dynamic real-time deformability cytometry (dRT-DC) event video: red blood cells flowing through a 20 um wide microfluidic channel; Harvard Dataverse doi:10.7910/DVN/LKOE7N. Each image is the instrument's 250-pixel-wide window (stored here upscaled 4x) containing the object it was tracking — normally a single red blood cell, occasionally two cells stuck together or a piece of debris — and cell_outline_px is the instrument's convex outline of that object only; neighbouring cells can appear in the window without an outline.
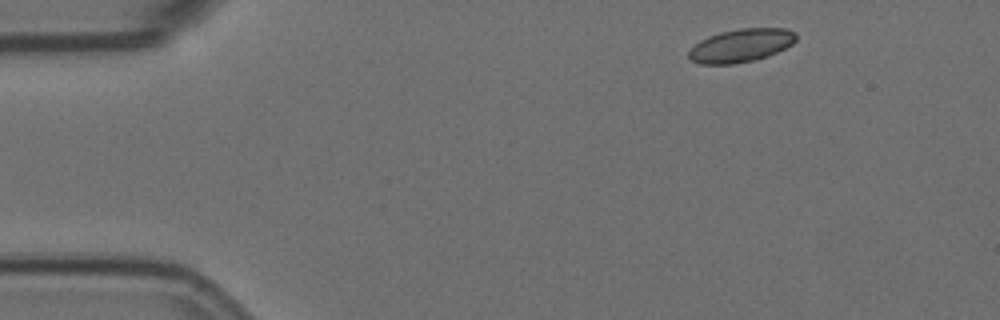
{"species": "Egyptian fruit bat (a non-hibernating species)", "species_latin": "Rousettus aegyptiacus", "temperature_condition": "room temperature", "stored_images_in_passage": 5, "camera_frame_rate_fps": 3000, "um_per_image_px": 0.085, "animal": {"sex": "female"}, "frame": {"image": 1, "passage_image": 1, "time_ms": 0.0, "image_size_px": [1000, 320], "cell_outline_px": [[796, 40], [792, 44], [768, 56], [752, 60], [732, 64], [700, 64], [692, 60], [688, 56], [688, 52], [700, 40], [708, 36], [720, 32], [740, 28], [788, 28], [796, 32]], "centroid_in_image_um": [63.0, 3.85], "position_along_channel_um": 22.0, "area_um2": 20.69}}
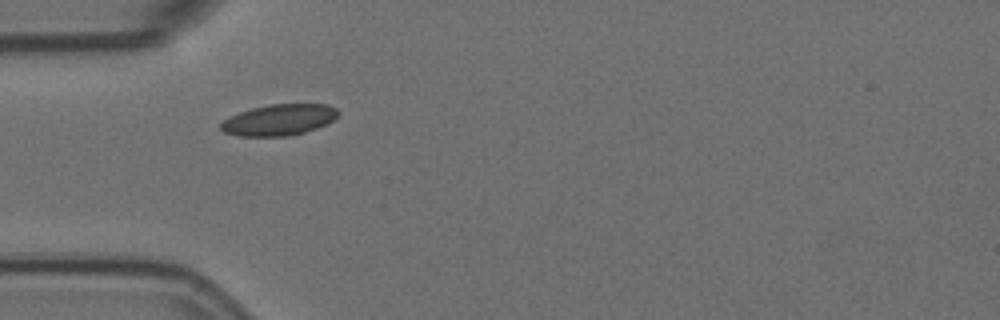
{"frame": {"image": 2, "passage_image": 4, "time_ms": 1.0, "image_size_px": [1000, 320], "cell_outline_px": [[340, 112], [328, 124], [292, 136], [236, 136], [224, 132], [220, 128], [220, 124], [228, 116], [252, 108], [272, 104], [328, 104], [336, 108]], "centroid_in_image_um": [23.71, 10.19], "position_along_channel_um": 61.3, "area_um2": 21.39}}
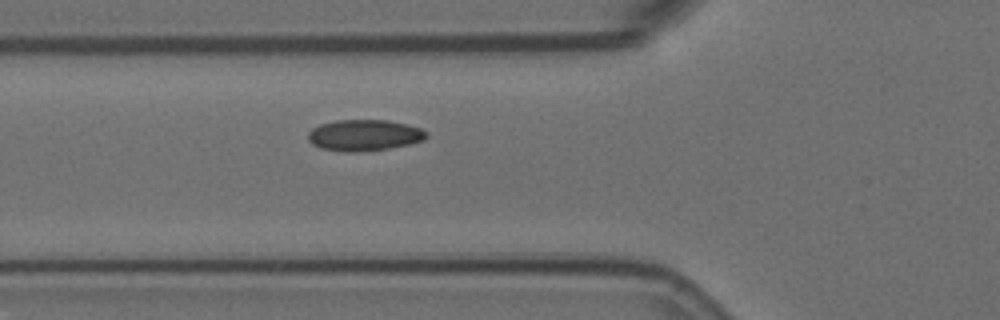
{"frame": {"image": 3, "passage_image": 5, "time_ms": 1.333, "image_size_px": [1000, 320], "cell_outline_px": [[428, 136], [424, 140], [408, 144], [388, 148], [356, 152], [344, 152], [320, 148], [312, 144], [308, 140], [308, 132], [312, 128], [320, 124], [336, 120], [388, 120], [408, 124], [420, 128], [428, 132]], "centroid_in_image_um": [30.95, 11.49], "position_along_channel_um": 94.8, "area_um2": 21.62}}